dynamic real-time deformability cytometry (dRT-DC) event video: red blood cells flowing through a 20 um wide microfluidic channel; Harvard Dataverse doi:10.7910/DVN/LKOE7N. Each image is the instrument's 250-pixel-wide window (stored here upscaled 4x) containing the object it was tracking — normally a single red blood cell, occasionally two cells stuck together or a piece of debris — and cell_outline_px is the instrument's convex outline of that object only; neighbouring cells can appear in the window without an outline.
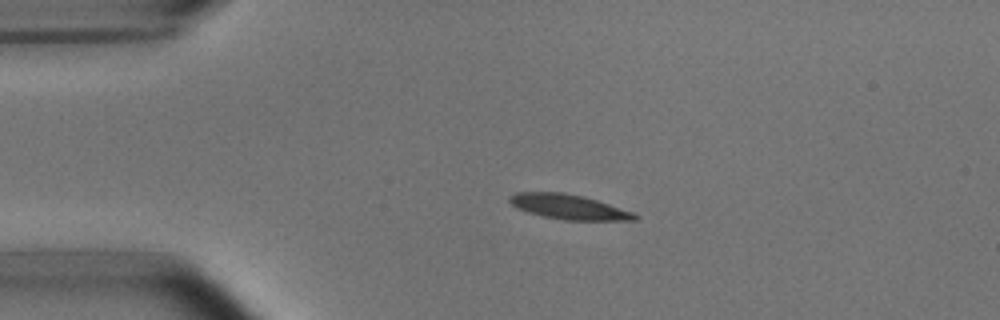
{"species": "common noctule bat (a hibernating species)", "species_latin": "Nyctalus noctula", "temperature_condition": "room temperature", "stored_images_in_passage": 43, "camera_frame_rate_fps": 3000, "um_per_image_px": 0.085, "animal": {"sex": "male", "body_mass_g": 15.6}, "frame": {"image": 1, "passage_image": 1, "time_ms": 0.0, "image_size_px": [1000, 320], "cell_outline_px": [[640, 216], [636, 220], [564, 220], [544, 216], [528, 212], [516, 208], [508, 200], [508, 196], [516, 192], [564, 192], [584, 196], [636, 212]], "centroid_in_image_um": [48.37, 17.57], "position_along_channel_um": 36.6, "area_um2": 18.32}}
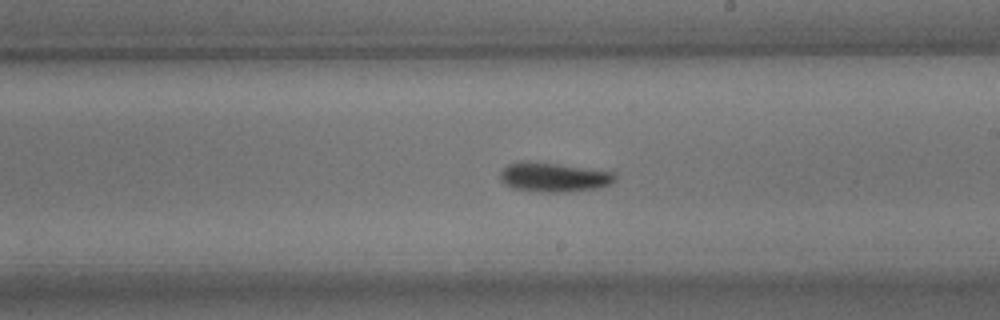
{"frame": {"image": 2, "passage_image": 20, "time_ms": 6.333, "image_size_px": [1000, 320], "cell_outline_px": [[616, 180], [612, 184], [600, 188], [564, 192], [540, 192], [512, 188], [504, 184], [500, 180], [500, 172], [508, 164], [520, 160], [524, 160], [556, 164], [616, 172]], "centroid_in_image_um": [47.07, 15.06], "position_along_channel_um": 241.9, "area_um2": 19.88}}
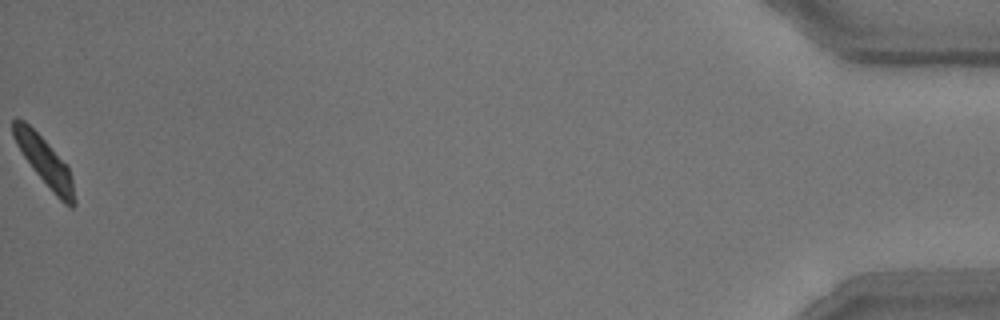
{"frame": {"image": 3, "passage_image": 43, "time_ms": 14.0, "image_size_px": [1000, 320], "cell_outline_px": [[76, 204], [72, 208], [68, 208], [56, 196], [32, 168], [16, 144], [12, 136], [12, 120], [16, 116], [24, 120], [68, 164], [72, 180], [76, 200]], "centroid_in_image_um": [3.8, 13.74], "position_along_channel_um": 431.4, "area_um2": 17.28}, "authors_computed_cell_mechanics": {"area_um2": 18.6116, "velocity_mm_per_s": 3.7499, "shape_relaxation_time_tau1_ms": 2.7702, "shape_relaxation_time_tau2_ms": 3.5334, "deformation_change_tau1": 0.1531, "deformation_change_tau2": 0.0726}}